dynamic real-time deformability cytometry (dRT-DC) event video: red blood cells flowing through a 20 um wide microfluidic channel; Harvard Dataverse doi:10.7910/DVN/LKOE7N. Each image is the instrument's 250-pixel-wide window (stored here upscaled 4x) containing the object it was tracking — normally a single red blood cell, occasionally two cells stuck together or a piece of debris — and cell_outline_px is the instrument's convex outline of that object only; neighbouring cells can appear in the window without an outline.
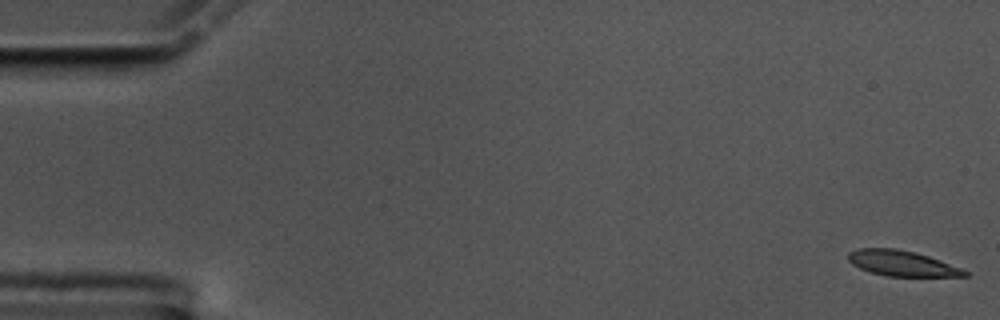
{"species": "common noctule bat (a hibernating species)", "species_latin": "Nyctalus noctula", "temperature_condition": "cold", "stored_images_in_passage": 11, "camera_frame_rate_fps": 3000, "um_per_image_px": 0.085, "animal": {"sex": "male", "body_mass_g": 17.5, "forearm_length_mm": 52.3}, "frame": {"image": 1, "passage_image": 1, "time_ms": 0.0, "image_size_px": [1000, 320], "cell_outline_px": [[968, 276], [888, 276], [872, 272], [860, 268], [852, 264], [848, 260], [848, 252], [860, 248], [896, 248], [928, 256], [960, 268], [968, 272]], "centroid_in_image_um": [76.62, 22.38], "position_along_channel_um": 8.4, "area_um2": 16.94}}